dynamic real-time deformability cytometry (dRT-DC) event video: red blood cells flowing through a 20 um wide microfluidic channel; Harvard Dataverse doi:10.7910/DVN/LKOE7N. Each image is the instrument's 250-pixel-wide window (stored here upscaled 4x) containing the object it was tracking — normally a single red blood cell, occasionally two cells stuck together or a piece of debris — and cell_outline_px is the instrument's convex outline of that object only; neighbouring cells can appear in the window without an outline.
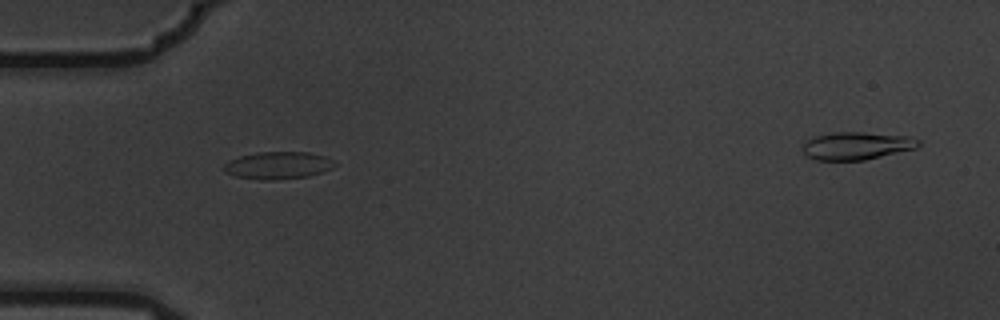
{"species": "common noctule bat (a hibernating species)", "species_latin": "Nyctalus noctula", "temperature_condition": "warm", "stored_images_in_passage": 13, "segment_of_instrument_passage": [1, 2], "camera_frame_rate_fps": 3000, "um_per_image_px": 0.085, "animal": {"sex": "male", "body_mass_g": 19.5, "forearm_length_mm": 54.6}, "frame": {"image": 1, "passage_image": 2, "time_ms": 0.333, "image_size_px": [1000, 320], "cell_outline_px": [[336, 164], [332, 168], [308, 176], [272, 180], [260, 180], [236, 176], [224, 172], [224, 164], [228, 160], [240, 156], [256, 152], [308, 152], [324, 156], [332, 160]], "centroid_in_image_um": [23.59, 14.05], "position_along_channel_um": 61.4, "area_um2": 17.57}}
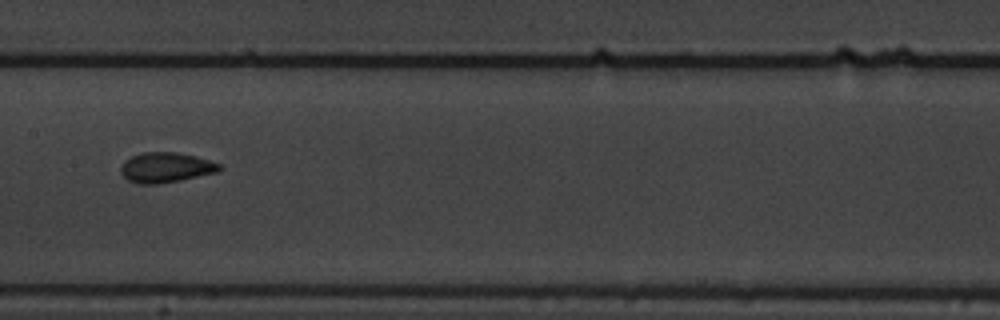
{"frame": {"image": 2, "passage_image": 5, "time_ms": 1.333, "image_size_px": [1000, 320], "cell_outline_px": [[224, 168], [216, 172], [180, 180], [156, 184], [136, 184], [128, 180], [120, 172], [120, 168], [124, 160], [132, 156], [144, 152], [176, 152], [196, 156], [220, 164]], "centroid_in_image_um": [14.07, 14.23], "position_along_channel_um": 193.3, "area_um2": 17.28}}
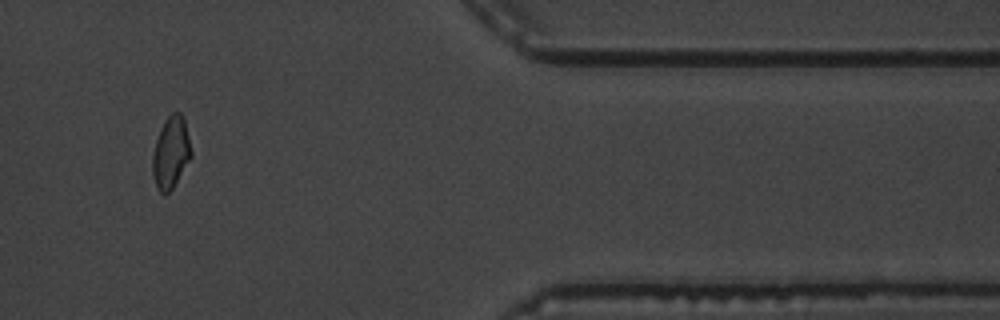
{"frame": {"image": 3, "passage_image": 10, "time_ms": 3.0, "image_size_px": [1000, 320], "cell_outline_px": [[192, 156], [172, 188], [164, 196], [160, 192], [152, 176], [152, 156], [156, 140], [160, 128], [164, 120], [172, 112], [180, 112], [184, 120], [192, 152]], "centroid_in_image_um": [14.51, 12.96], "position_along_channel_um": 396.9, "area_um2": 16.07}}